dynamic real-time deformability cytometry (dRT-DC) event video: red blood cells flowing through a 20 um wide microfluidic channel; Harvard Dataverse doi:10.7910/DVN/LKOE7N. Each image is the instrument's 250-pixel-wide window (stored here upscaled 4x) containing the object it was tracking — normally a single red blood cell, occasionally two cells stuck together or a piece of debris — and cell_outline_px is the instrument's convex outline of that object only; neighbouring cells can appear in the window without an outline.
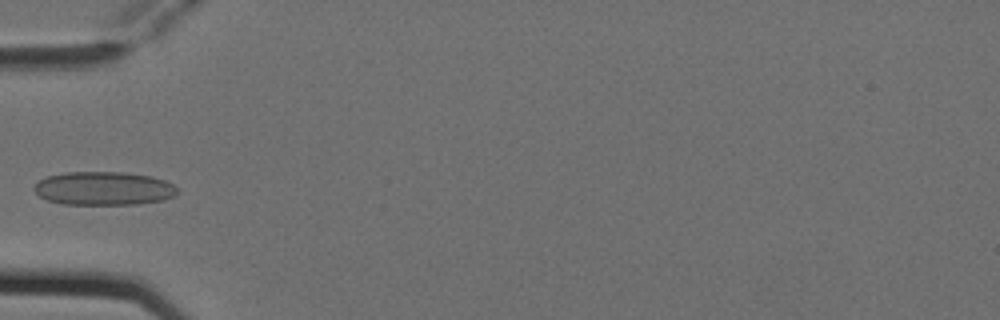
{"species": "Egyptian fruit bat (a non-hibernating species)", "species_latin": "Rousettus aegyptiacus", "temperature_condition": "cold", "stored_images_in_passage": 4, "camera_frame_rate_fps": 3000, "um_per_image_px": 0.085, "animal": {"sex": "female"}, "frame": {"image": 1, "passage_image": 4, "time_ms": 1.0, "image_size_px": [1000, 320], "cell_outline_px": [[176, 192], [172, 196], [164, 200], [136, 204], [64, 204], [48, 200], [40, 196], [32, 188], [40, 180], [48, 176], [64, 172], [124, 172], [152, 176], [164, 180], [172, 184], [176, 188]], "centroid_in_image_um": [8.8, 16.01], "position_along_channel_um": 76.2, "area_um2": 27.8}}